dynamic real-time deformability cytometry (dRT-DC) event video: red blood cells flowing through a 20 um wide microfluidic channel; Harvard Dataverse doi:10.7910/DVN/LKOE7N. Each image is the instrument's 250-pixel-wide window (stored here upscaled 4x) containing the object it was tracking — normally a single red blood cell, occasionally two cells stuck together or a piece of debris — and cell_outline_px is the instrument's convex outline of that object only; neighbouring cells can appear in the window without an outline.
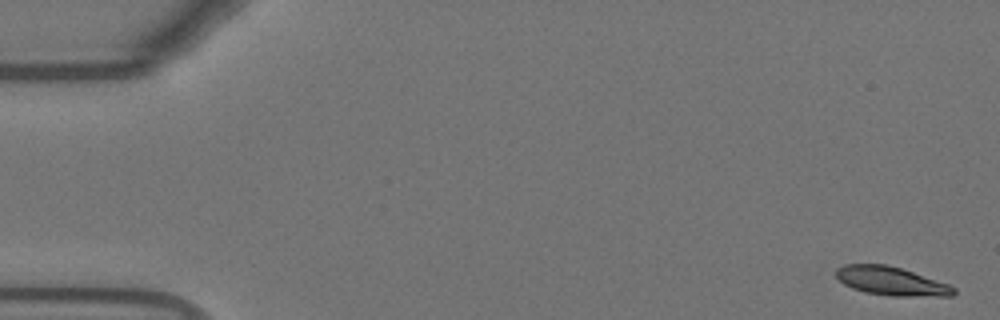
{"species": "Egyptian fruit bat (a non-hibernating species)", "species_latin": "Rousettus aegyptiacus", "temperature_condition": "warm", "stored_images_in_passage": 18, "camera_frame_rate_fps": 3000, "um_per_image_px": 0.085, "animal": {"sex": "female"}, "frame": {"image": 1, "passage_image": 1, "time_ms": 0.0, "image_size_px": [1000, 320], "cell_outline_px": [[956, 292], [952, 296], [892, 296], [864, 292], [852, 288], [844, 284], [836, 276], [836, 268], [844, 264], [888, 264], [948, 284], [956, 288]], "centroid_in_image_um": [75.74, 23.89], "position_along_channel_um": 9.3, "area_um2": 19.54}}
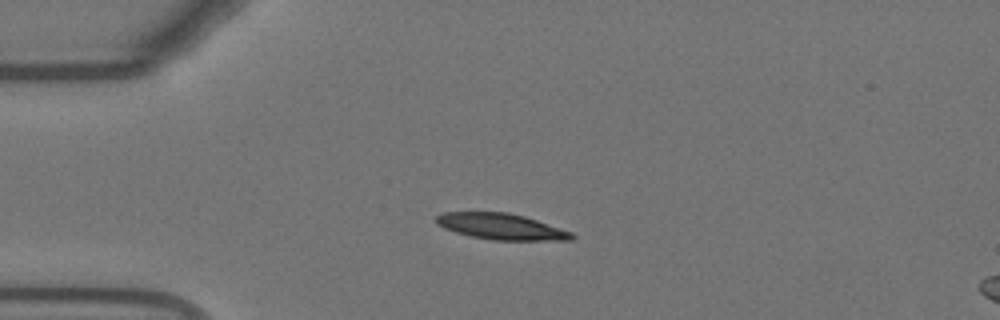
{"frame": {"image": 2, "passage_image": 13, "time_ms": 4.0, "image_size_px": [1000, 320], "cell_outline_px": [[576, 236], [572, 240], [492, 240], [472, 236], [456, 232], [444, 228], [436, 224], [432, 220], [436, 216], [444, 212], [508, 212], [524, 216], [572, 232]], "centroid_in_image_um": [42.57, 19.25], "position_along_channel_um": 42.4, "area_um2": 20.58}}
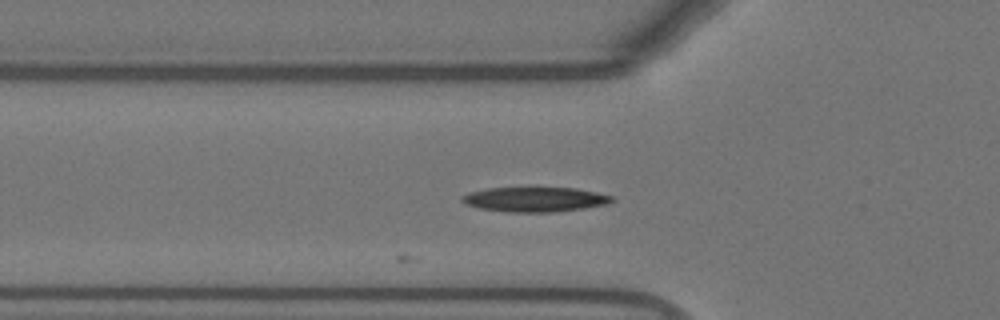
{"frame": {"image": 3, "passage_image": 18, "time_ms": 5.667, "image_size_px": [1000, 320], "cell_outline_px": [[616, 200], [608, 204], [584, 208], [556, 212], [508, 212], [480, 208], [464, 204], [460, 200], [460, 196], [468, 192], [488, 188], [576, 188], [596, 192], [612, 196]], "centroid_in_image_um": [45.45, 16.95], "position_along_channel_um": 80.3, "area_um2": 21.73}}